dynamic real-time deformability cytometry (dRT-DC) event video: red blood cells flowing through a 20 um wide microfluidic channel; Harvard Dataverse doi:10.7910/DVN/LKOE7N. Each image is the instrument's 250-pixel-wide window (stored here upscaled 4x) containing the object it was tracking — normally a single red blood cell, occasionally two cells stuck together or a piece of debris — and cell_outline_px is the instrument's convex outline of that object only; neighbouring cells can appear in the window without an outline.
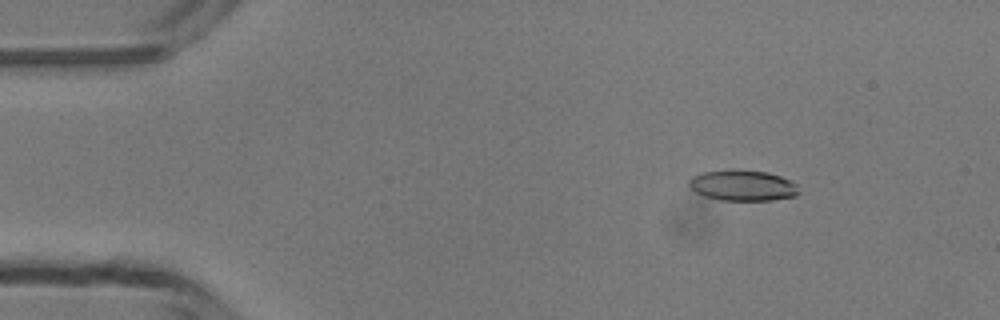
{"species": "common noctule bat (a hibernating species)", "species_latin": "Nyctalus noctula", "temperature_condition": "room temperature", "stored_images_in_passage": 48, "camera_frame_rate_fps": 3000, "um_per_image_px": 0.085, "animal": {"sex": "male", "body_mass_g": 13.3}, "frame": {"image": 1, "passage_image": 6, "time_ms": 1.667, "image_size_px": [1000, 320], "cell_outline_px": [[800, 192], [796, 196], [772, 200], [720, 200], [704, 196], [696, 192], [688, 184], [688, 180], [692, 176], [704, 172], [732, 168], [768, 172], [780, 176], [796, 184]], "centroid_in_image_um": [63.12, 15.75], "position_along_channel_um": 21.9, "area_um2": 19.88}}
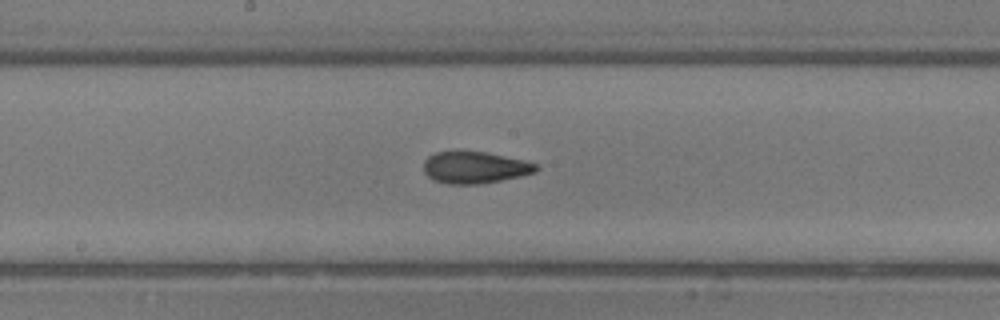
{"frame": {"image": 2, "passage_image": 25, "time_ms": 8.0, "image_size_px": [1000, 320], "cell_outline_px": [[540, 168], [536, 172], [520, 176], [480, 184], [448, 184], [432, 180], [424, 172], [424, 160], [428, 156], [436, 152], [488, 152], [524, 160], [536, 164]], "centroid_in_image_um": [40.36, 14.24], "position_along_channel_um": 207.8, "area_um2": 20.81}}
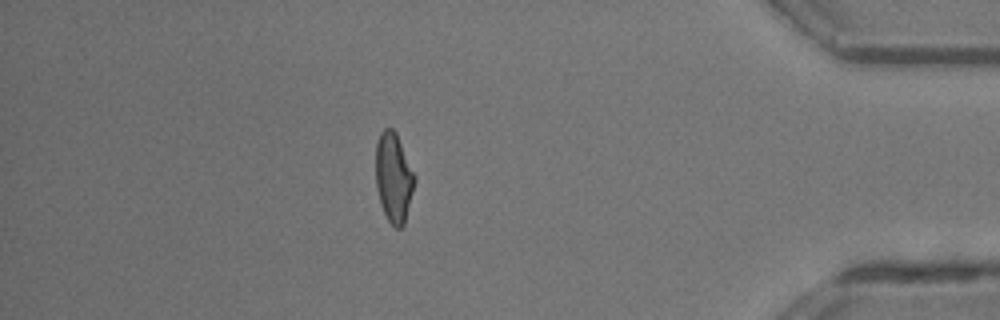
{"frame": {"image": 3, "passage_image": 42, "time_ms": 13.667, "image_size_px": [1000, 320], "cell_outline_px": [[416, 180], [404, 224], [400, 228], [396, 228], [388, 220], [380, 204], [376, 188], [376, 144], [380, 132], [384, 128], [392, 128], [396, 132], [416, 176]], "centroid_in_image_um": [33.46, 15.07], "position_along_channel_um": 401.7, "area_um2": 20.35}, "authors_computed_cell_mechanics": {"area_um2": 20.5479, "velocity_mm_per_s": 4.1992, "shape_relaxation_time_tau1_ms": 5.6971, "shape_relaxation_time_tau2_ms": 1.8375, "deformation_change_tau1": 0.1826, "deformation_change_tau2": 0.0845}}